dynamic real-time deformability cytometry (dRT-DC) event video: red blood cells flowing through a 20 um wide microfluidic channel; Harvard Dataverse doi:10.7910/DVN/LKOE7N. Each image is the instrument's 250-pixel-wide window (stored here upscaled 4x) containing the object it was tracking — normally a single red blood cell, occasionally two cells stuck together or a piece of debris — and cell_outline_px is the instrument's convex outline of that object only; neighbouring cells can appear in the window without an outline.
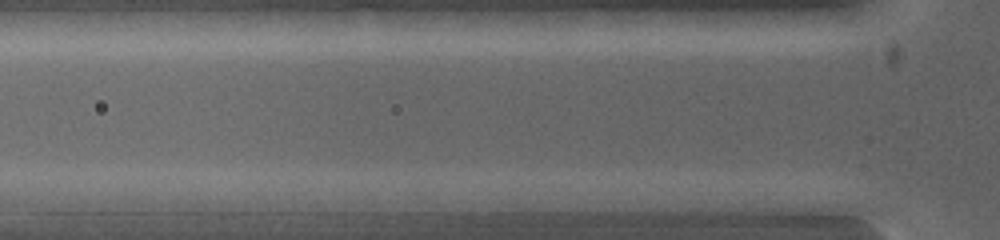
{"species": "common noctule bat (a hibernating species)", "species_latin": "Nyctalus noctula", "temperature_condition": "warm", "stored_images_in_passage": 4, "segment_of_instrument_passage": [2, 2], "camera_frame_rate_fps": 5000, "um_per_image_px": 0.085, "animal": {"sex": "female", "body_mass_g": 19.0, "forearm_length_mm": 53.3}, "frame": {"image": 1, "passage_image": 4, "time_ms": 1.0, "image_size_px": [1000, 240], "cell_outline_px": [[580, 200], [568, 212], [424, 212], [412, 200], [424, 192], [544, 192]], "centroid_in_image_um": [41.98, 17.19], "position_along_channel_um": 83.8, "area_um2": 21.85}}